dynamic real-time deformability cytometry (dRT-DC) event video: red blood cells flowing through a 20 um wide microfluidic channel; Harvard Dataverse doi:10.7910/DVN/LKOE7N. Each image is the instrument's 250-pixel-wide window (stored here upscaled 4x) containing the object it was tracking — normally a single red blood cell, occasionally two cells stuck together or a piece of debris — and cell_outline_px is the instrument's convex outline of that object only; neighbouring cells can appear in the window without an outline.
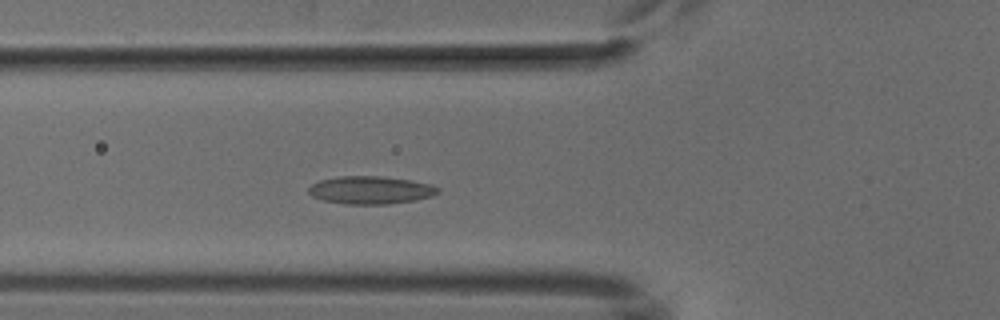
{"species": "common noctule bat (a hibernating species)", "species_latin": "Nyctalus noctula", "temperature_condition": "cold", "stored_images_in_passage": 4, "camera_frame_rate_fps": 3000, "um_per_image_px": 0.085, "animal": {"sex": "male", "body_mass_g": 18.8}, "frame": {"image": 1, "passage_image": 4, "time_ms": 4.333, "image_size_px": [1000, 320], "cell_outline_px": [[440, 192], [432, 196], [412, 200], [388, 204], [344, 204], [324, 200], [312, 196], [308, 192], [308, 188], [312, 184], [320, 180], [340, 176], [380, 176], [408, 180], [432, 184], [440, 188]], "centroid_in_image_um": [31.5, 16.15], "position_along_channel_um": 94.3, "area_um2": 20.87}}